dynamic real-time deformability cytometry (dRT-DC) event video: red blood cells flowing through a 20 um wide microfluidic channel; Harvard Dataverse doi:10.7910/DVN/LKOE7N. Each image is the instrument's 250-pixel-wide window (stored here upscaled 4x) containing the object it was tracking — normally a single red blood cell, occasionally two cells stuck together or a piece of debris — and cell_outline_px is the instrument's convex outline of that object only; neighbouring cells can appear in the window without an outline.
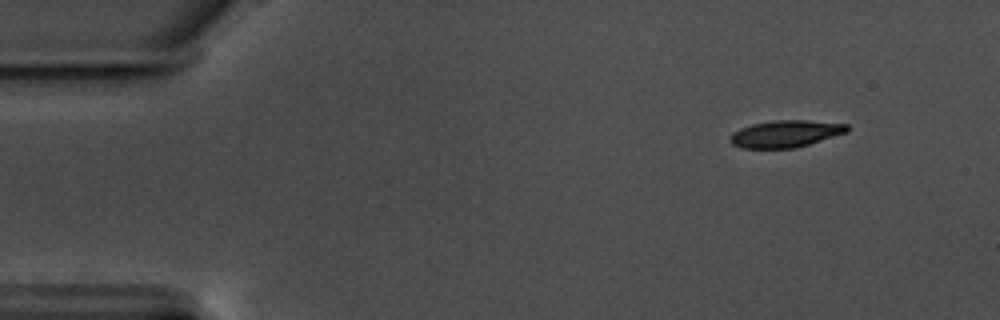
{"species": "common noctule bat (a hibernating species)", "species_latin": "Nyctalus noctula", "temperature_condition": "warm", "stored_images_in_passage": 53, "camera_frame_rate_fps": 3000, "um_per_image_px": 0.085, "animal": {"sex": "male", "body_mass_g": 17.5, "forearm_length_mm": 52.3}, "frame": {"image": 1, "passage_image": 1, "time_ms": 0.0, "image_size_px": [1000, 320], "cell_outline_px": [[848, 132], [796, 148], [740, 148], [732, 144], [728, 140], [728, 136], [732, 132], [740, 128], [752, 124], [772, 120], [808, 120], [848, 124]], "centroid_in_image_um": [66.73, 11.37], "position_along_channel_um": 18.3, "area_um2": 18.61}}
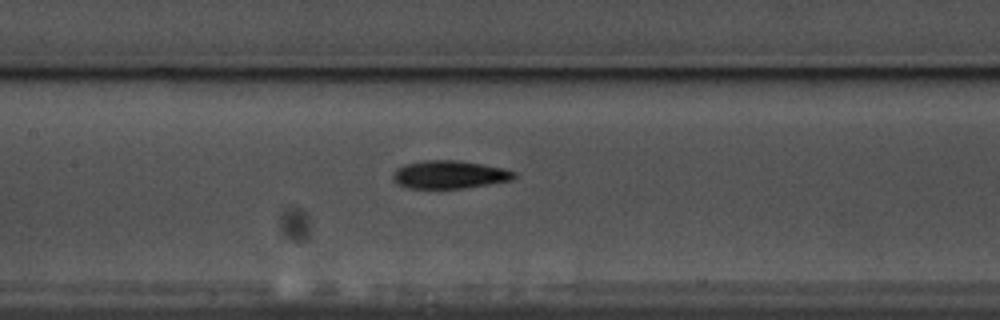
{"frame": {"image": 2, "passage_image": 22, "time_ms": 7.0, "image_size_px": [1000, 320], "cell_outline_px": [[516, 180], [460, 188], [408, 188], [396, 184], [392, 180], [392, 172], [396, 168], [404, 164], [424, 160], [460, 160], [504, 168], [516, 172]], "centroid_in_image_um": [38.19, 14.83], "position_along_channel_um": 169.2, "area_um2": 20.06}}
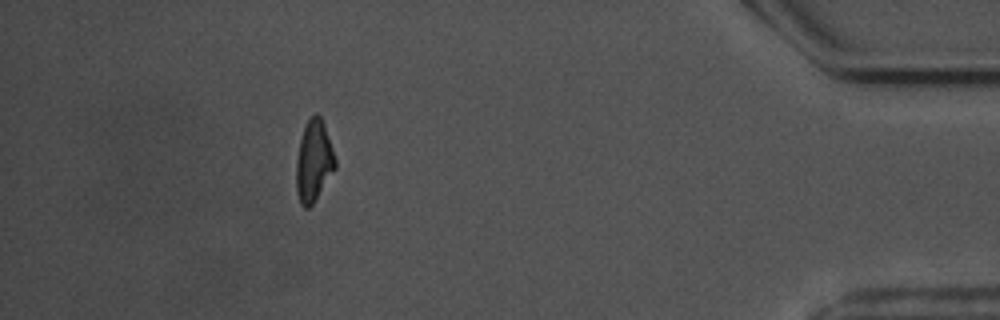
{"frame": {"image": 3, "passage_image": 47, "time_ms": 15.333, "image_size_px": [1000, 320], "cell_outline_px": [[336, 168], [312, 204], [308, 208], [304, 208], [300, 204], [296, 188], [296, 160], [300, 140], [304, 128], [308, 120], [316, 112], [320, 116], [332, 148], [336, 160]], "centroid_in_image_um": [26.65, 13.72], "position_along_channel_um": 408.5, "area_um2": 18.15}, "authors_computed_cell_mechanics": {"area_um2": 19.1896, "velocity_mm_per_s": 3.5379, "shape_relaxation_time_tau1_ms": 3.3881, "shape_relaxation_time_tau2_ms": 4.8655, "deformation_change_tau1": 0.1431, "deformation_change_tau2": 0.1079}}